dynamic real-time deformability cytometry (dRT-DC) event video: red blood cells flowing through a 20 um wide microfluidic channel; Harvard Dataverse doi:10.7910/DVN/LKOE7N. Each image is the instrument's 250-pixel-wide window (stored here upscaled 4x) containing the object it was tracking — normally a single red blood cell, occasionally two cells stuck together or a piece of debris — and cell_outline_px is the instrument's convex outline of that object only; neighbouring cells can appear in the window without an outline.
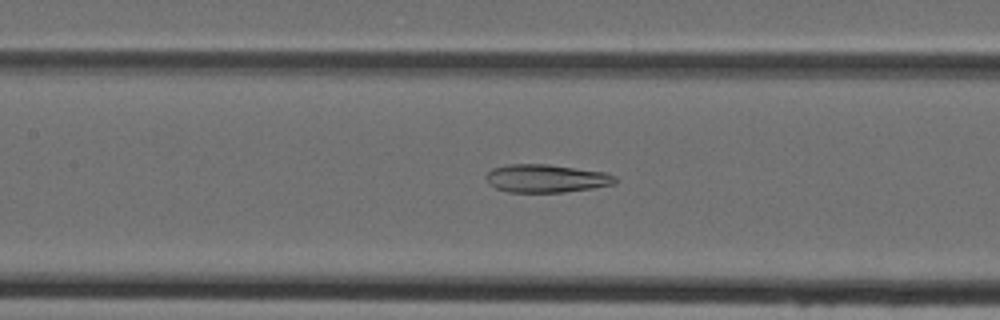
{"species": "Egyptian fruit bat (a non-hibernating species)", "species_latin": "Rousettus aegyptiacus", "temperature_condition": "cold", "stored_images_in_passage": 35, "camera_frame_rate_fps": 3000, "um_per_image_px": 0.085, "animal": {"sex": "female"}, "frame": {"image": 1, "passage_image": 10, "time_ms": 3.0, "image_size_px": [1000, 320], "cell_outline_px": [[616, 184], [592, 188], [564, 192], [508, 192], [496, 188], [488, 184], [484, 176], [492, 168], [508, 164], [548, 164], [604, 172], [616, 176]], "centroid_in_image_um": [46.4, 15.16], "position_along_channel_um": 161.0, "area_um2": 21.21}}
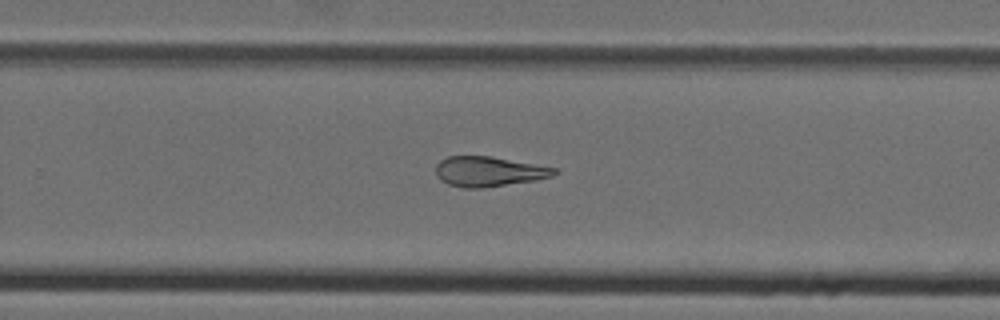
{"frame": {"image": 2, "passage_image": 19, "time_ms": 6.0, "image_size_px": [1000, 320], "cell_outline_px": [[556, 172], [552, 176], [536, 180], [484, 188], [464, 188], [448, 184], [440, 180], [436, 176], [436, 164], [440, 160], [448, 156], [492, 156], [556, 168]], "centroid_in_image_um": [41.51, 14.58], "position_along_channel_um": 288.3, "area_um2": 20.75}}
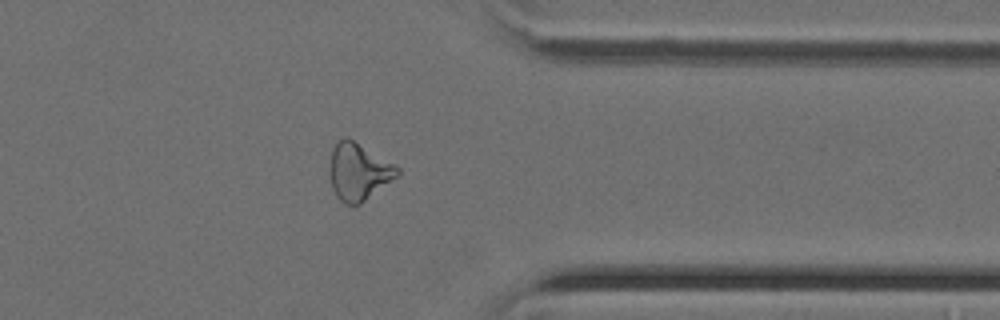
{"frame": {"image": 3, "passage_image": 26, "time_ms": 8.333, "image_size_px": [1000, 320], "cell_outline_px": [[400, 172], [396, 176], [360, 204], [344, 204], [336, 196], [332, 188], [332, 148], [344, 136], [348, 136], [396, 164], [400, 168]], "centroid_in_image_um": [30.51, 14.56], "position_along_channel_um": 380.9, "area_um2": 22.08}}